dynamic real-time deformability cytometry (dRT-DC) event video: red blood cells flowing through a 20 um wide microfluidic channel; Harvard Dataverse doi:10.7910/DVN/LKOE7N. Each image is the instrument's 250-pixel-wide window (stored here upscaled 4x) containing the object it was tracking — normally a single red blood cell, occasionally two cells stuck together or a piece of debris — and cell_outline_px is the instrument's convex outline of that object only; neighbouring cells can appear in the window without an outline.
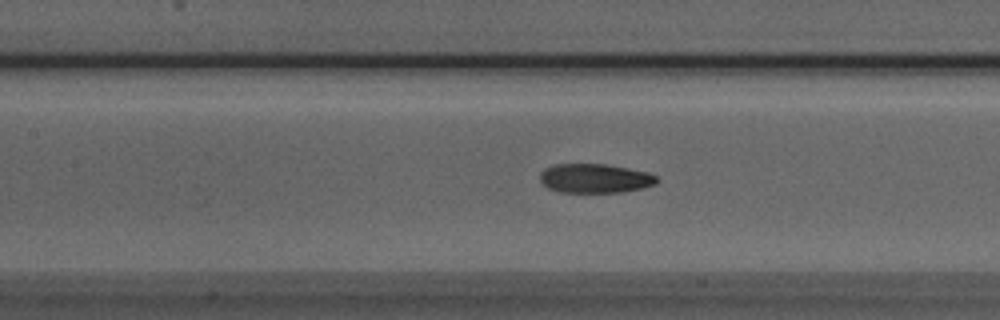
{"species": "Egyptian fruit bat (a non-hibernating species)", "species_latin": "Rousettus aegyptiacus", "temperature_condition": "room temperature", "stored_images_in_passage": 51, "camera_frame_rate_fps": 3000, "um_per_image_px": 0.085, "animal": {"sex": "male"}, "frame": {"image": 1, "passage_image": 22, "time_ms": 7.0, "image_size_px": [1000, 320], "cell_outline_px": [[660, 180], [656, 184], [640, 188], [620, 192], [560, 192], [548, 188], [540, 180], [540, 172], [544, 168], [556, 164], [604, 164], [628, 168], [648, 172], [656, 176]], "centroid_in_image_um": [50.57, 15.15], "position_along_channel_um": 156.8, "area_um2": 19.83}}
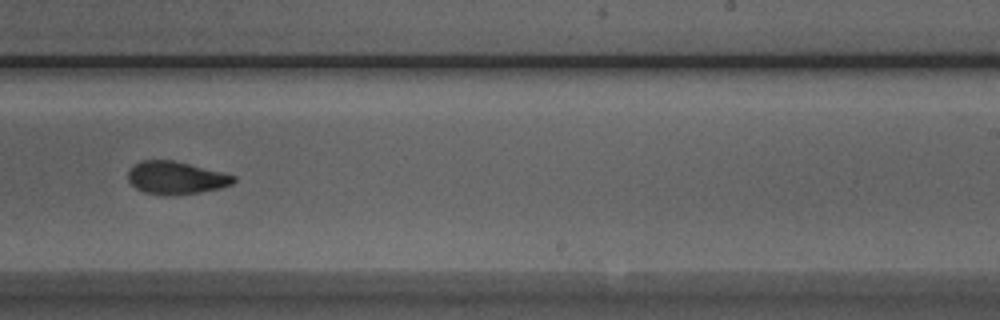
{"frame": {"image": 2, "passage_image": 31, "time_ms": 10.0, "image_size_px": [1000, 320], "cell_outline_px": [[236, 180], [232, 184], [220, 188], [200, 192], [172, 196], [164, 196], [144, 192], [136, 188], [128, 180], [128, 168], [132, 164], [140, 160], [172, 160], [236, 176]], "centroid_in_image_um": [14.9, 15.12], "position_along_channel_um": 274.1, "area_um2": 20.23}}
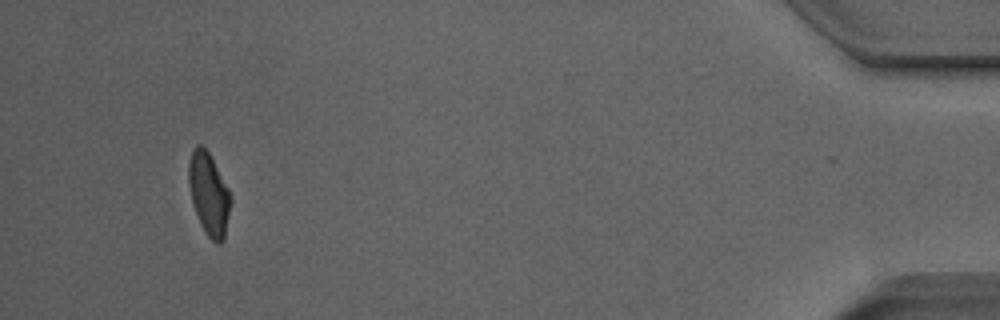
{"frame": {"image": 3, "passage_image": 48, "time_ms": 15.667, "image_size_px": [1000, 320], "cell_outline_px": [[232, 200], [224, 240], [220, 244], [216, 244], [204, 232], [200, 224], [192, 200], [188, 184], [188, 164], [192, 152], [196, 144], [200, 144], [208, 152], [228, 188], [232, 196]], "centroid_in_image_um": [17.76, 16.53], "position_along_channel_um": 417.4, "area_um2": 20.11}, "authors_computed_cell_mechanics": {"area_um2": 20.1722, "velocity_mm_per_s": 3.9214, "shape_relaxation_time_tau1_ms": 4.6049, "shape_relaxation_time_tau2_ms": 2.5642, "deformation_change_tau1": 0.1631, "deformation_change_tau2": 0.077}}